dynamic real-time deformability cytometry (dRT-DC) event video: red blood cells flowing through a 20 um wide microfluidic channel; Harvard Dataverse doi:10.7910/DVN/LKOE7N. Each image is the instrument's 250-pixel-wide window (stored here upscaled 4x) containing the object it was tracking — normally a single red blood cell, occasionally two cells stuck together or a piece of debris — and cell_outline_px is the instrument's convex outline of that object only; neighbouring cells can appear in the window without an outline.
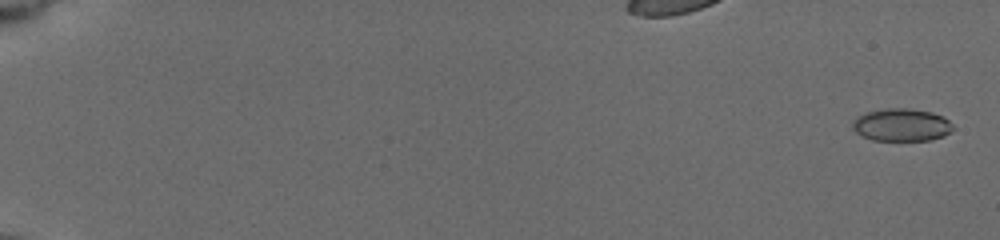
{"species": "common noctule bat (a hibernating species)", "species_latin": "Nyctalus noctula", "temperature_condition": "cold", "stored_images_in_passage": 58, "camera_frame_rate_fps": 3000, "um_per_image_px": 0.085, "animal": {"sex": "female", "body_mass_g": 19.5, "forearm_length_mm": 54.1}, "frame": {"image": 1, "passage_image": 2, "time_ms": 0.333, "image_size_px": [1000, 240], "cell_outline_px": [[956, 128], [944, 136], [928, 140], [872, 140], [860, 136], [852, 128], [852, 120], [856, 116], [868, 112], [888, 108], [904, 108], [932, 112], [944, 116]], "centroid_in_image_um": [76.63, 10.62], "position_along_channel_um": 8.4, "area_um2": 19.25}}
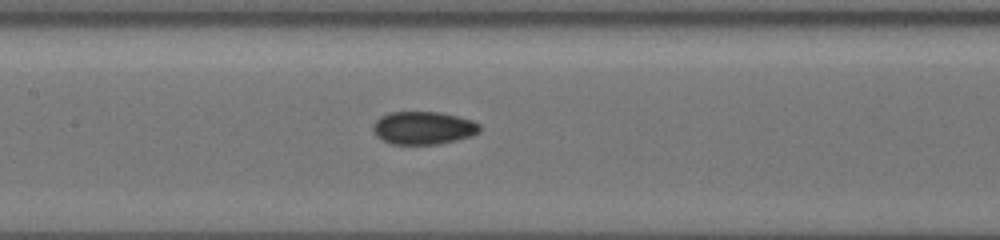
{"frame": {"image": 2, "passage_image": 31, "time_ms": 10.0, "image_size_px": [1000, 240], "cell_outline_px": [[480, 132], [472, 136], [436, 144], [392, 144], [384, 140], [372, 128], [376, 120], [380, 116], [392, 112], [440, 112], [472, 120], [480, 124]], "centroid_in_image_um": [36.02, 10.86], "position_along_channel_um": 171.4, "area_um2": 20.17}}
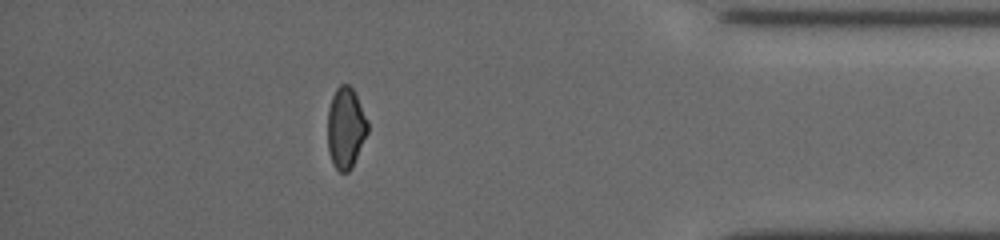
{"frame": {"image": 3, "passage_image": 52, "time_ms": 17.0, "image_size_px": [1000, 240], "cell_outline_px": [[368, 132], [352, 168], [348, 172], [340, 172], [332, 164], [328, 152], [328, 108], [332, 96], [336, 88], [340, 84], [348, 84], [352, 88], [368, 120]], "centroid_in_image_um": [29.38, 10.89], "position_along_channel_um": 405.8, "area_um2": 19.02}, "authors_computed_cell_mechanics": {"area_um2": 19.4208, "velocity_mm_per_s": 3.776, "shape_relaxation_time_tau1_ms": null, "shape_relaxation_time_tau2_ms": 1.9739, "deformation_change_tau1": null, "deformation_change_tau2": 0.0593}}